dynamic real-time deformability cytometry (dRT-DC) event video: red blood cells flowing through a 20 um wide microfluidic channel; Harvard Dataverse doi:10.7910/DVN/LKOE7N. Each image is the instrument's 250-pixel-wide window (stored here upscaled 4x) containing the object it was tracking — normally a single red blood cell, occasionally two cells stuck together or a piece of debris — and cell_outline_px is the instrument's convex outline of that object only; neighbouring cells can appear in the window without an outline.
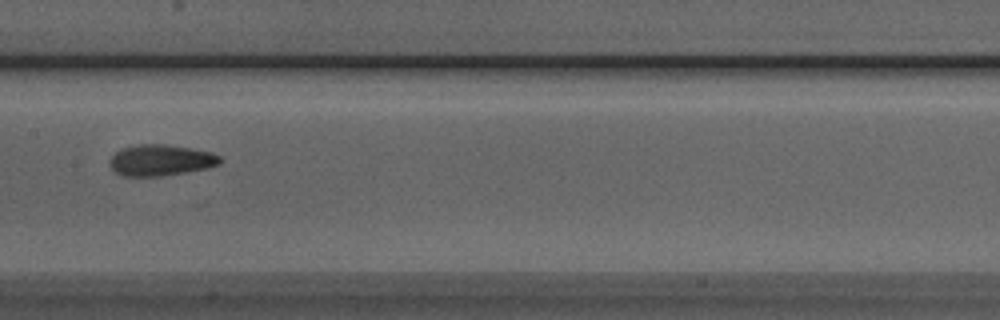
{"species": "Egyptian fruit bat (a non-hibernating species)", "species_latin": "Rousettus aegyptiacus", "temperature_condition": "room temperature", "stored_images_in_passage": 4, "camera_frame_rate_fps": 3000, "um_per_image_px": 0.085, "animal": {"sex": "male"}, "frame": {"image": 1, "passage_image": 4, "time_ms": 1.0, "image_size_px": [1000, 320], "cell_outline_px": [[224, 160], [220, 164], [208, 168], [188, 172], [160, 176], [120, 176], [108, 164], [108, 160], [116, 152], [124, 148], [140, 144], [164, 144], [192, 148], [212, 152], [220, 156]], "centroid_in_image_um": [13.7, 13.62], "position_along_channel_um": 193.7, "area_um2": 20.23}}